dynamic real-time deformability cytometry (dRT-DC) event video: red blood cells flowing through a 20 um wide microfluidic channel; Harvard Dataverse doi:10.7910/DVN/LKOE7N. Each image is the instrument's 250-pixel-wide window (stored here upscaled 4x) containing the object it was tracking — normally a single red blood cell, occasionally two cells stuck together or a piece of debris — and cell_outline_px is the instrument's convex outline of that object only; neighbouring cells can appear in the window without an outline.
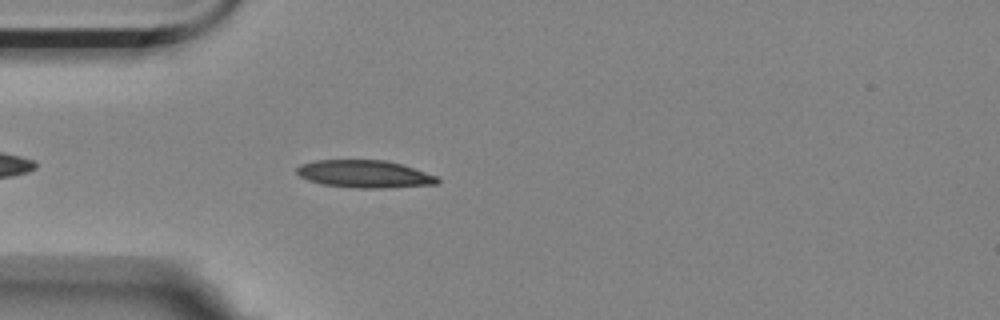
{"species": "Egyptian fruit bat (a non-hibernating species)", "species_latin": "Rousettus aegyptiacus", "temperature_condition": "room temperature", "stored_images_in_passage": 1, "camera_frame_rate_fps": 3000, "um_per_image_px": 0.085, "animal": {"sex": "female"}, "frame": {"image": 1, "passage_image": 1, "time_ms": 0.0, "image_size_px": [1000, 320], "cell_outline_px": [[440, 180], [436, 184], [384, 188], [360, 188], [324, 184], [308, 180], [300, 176], [296, 172], [296, 168], [300, 164], [316, 160], [388, 160], [436, 176]], "centroid_in_image_um": [30.95, 14.78], "position_along_channel_um": 54.0, "area_um2": 22.31}}